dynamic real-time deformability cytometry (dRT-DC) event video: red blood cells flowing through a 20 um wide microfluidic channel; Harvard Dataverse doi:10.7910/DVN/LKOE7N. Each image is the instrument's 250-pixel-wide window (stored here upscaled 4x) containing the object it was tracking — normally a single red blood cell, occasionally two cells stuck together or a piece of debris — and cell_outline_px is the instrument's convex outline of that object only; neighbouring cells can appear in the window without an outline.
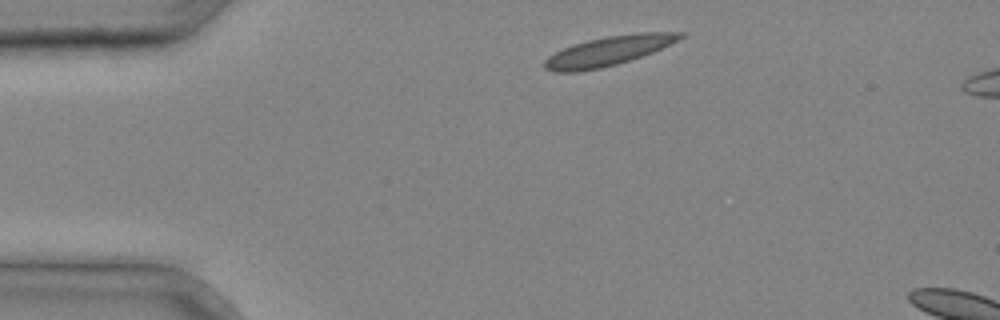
{"species": "common noctule bat (a hibernating species)", "species_latin": "Nyctalus noctula", "temperature_condition": "cold", "stored_images_in_passage": 4, "camera_frame_rate_fps": 3000, "um_per_image_px": 0.085, "animal": {"sex": "male", "body_mass_g": 20.4}, "frame": {"image": 1, "passage_image": 1, "time_ms": 0.0, "image_size_px": [1000, 320], "cell_outline_px": [[688, 32], [684, 36], [652, 52], [616, 64], [600, 68], [580, 72], [552, 72], [544, 68], [544, 60], [548, 56], [572, 44], [588, 40], [608, 36], [636, 32]], "centroid_in_image_um": [51.66, 4.33], "position_along_channel_um": 33.3, "area_um2": 23.0}}